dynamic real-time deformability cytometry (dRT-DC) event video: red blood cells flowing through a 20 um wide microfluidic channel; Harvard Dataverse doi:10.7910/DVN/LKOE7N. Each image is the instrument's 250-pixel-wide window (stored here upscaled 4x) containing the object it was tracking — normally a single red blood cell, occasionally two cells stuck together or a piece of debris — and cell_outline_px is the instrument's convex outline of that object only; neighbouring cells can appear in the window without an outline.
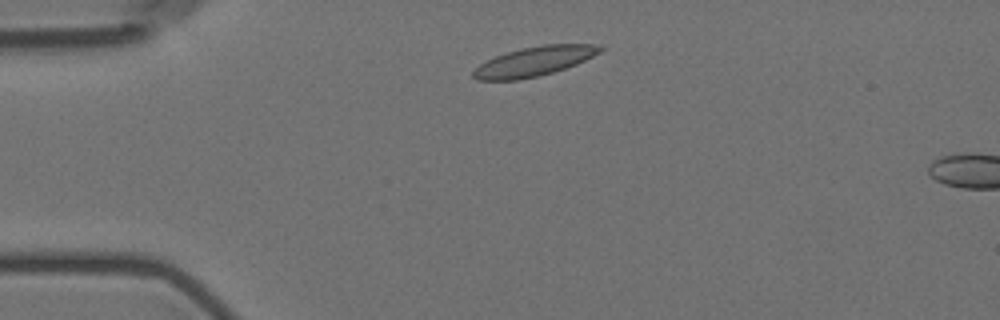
{"species": "Egyptian fruit bat (a non-hibernating species)", "species_latin": "Rousettus aegyptiacus", "temperature_condition": "room temperature", "stored_images_in_passage": 2, "camera_frame_rate_fps": 3000, "um_per_image_px": 0.085, "animal": {"sex": "female"}, "frame": {"image": 1, "passage_image": 1, "time_ms": 0.0, "image_size_px": [1000, 320], "cell_outline_px": [[604, 48], [600, 52], [576, 64], [552, 72], [536, 76], [516, 80], [476, 80], [472, 76], [472, 72], [480, 64], [496, 56], [520, 48], [544, 44], [592, 44]], "centroid_in_image_um": [45.38, 5.21], "position_along_channel_um": 39.6, "area_um2": 21.39}}